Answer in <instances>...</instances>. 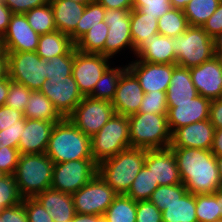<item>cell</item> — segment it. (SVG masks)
I'll list each match as a JSON object with an SVG mask.
<instances>
[{
  "label": "cell",
  "mask_w": 222,
  "mask_h": 222,
  "mask_svg": "<svg viewBox=\"0 0 222 222\" xmlns=\"http://www.w3.org/2000/svg\"><path fill=\"white\" fill-rule=\"evenodd\" d=\"M74 48L75 44L70 36L56 30L40 35L36 53L47 61L54 56L67 55Z\"/></svg>",
  "instance_id": "4316f807"
},
{
  "label": "cell",
  "mask_w": 222,
  "mask_h": 222,
  "mask_svg": "<svg viewBox=\"0 0 222 222\" xmlns=\"http://www.w3.org/2000/svg\"><path fill=\"white\" fill-rule=\"evenodd\" d=\"M108 35V25L102 21V25H96L75 44L78 51L104 55V43Z\"/></svg>",
  "instance_id": "8d00e7d4"
},
{
  "label": "cell",
  "mask_w": 222,
  "mask_h": 222,
  "mask_svg": "<svg viewBox=\"0 0 222 222\" xmlns=\"http://www.w3.org/2000/svg\"><path fill=\"white\" fill-rule=\"evenodd\" d=\"M115 114L110 101L83 97L67 118L85 135L92 137Z\"/></svg>",
  "instance_id": "8fae6325"
},
{
  "label": "cell",
  "mask_w": 222,
  "mask_h": 222,
  "mask_svg": "<svg viewBox=\"0 0 222 222\" xmlns=\"http://www.w3.org/2000/svg\"><path fill=\"white\" fill-rule=\"evenodd\" d=\"M217 160V165H218V170H219V175L222 183V155L220 156H215Z\"/></svg>",
  "instance_id": "003e7915"
},
{
  "label": "cell",
  "mask_w": 222,
  "mask_h": 222,
  "mask_svg": "<svg viewBox=\"0 0 222 222\" xmlns=\"http://www.w3.org/2000/svg\"><path fill=\"white\" fill-rule=\"evenodd\" d=\"M105 9H122L131 10L133 6V0H96Z\"/></svg>",
  "instance_id": "9f6ffc18"
},
{
  "label": "cell",
  "mask_w": 222,
  "mask_h": 222,
  "mask_svg": "<svg viewBox=\"0 0 222 222\" xmlns=\"http://www.w3.org/2000/svg\"><path fill=\"white\" fill-rule=\"evenodd\" d=\"M211 100L201 95L184 103H167L168 127L171 134L178 128L209 119Z\"/></svg>",
  "instance_id": "e0dca14e"
},
{
  "label": "cell",
  "mask_w": 222,
  "mask_h": 222,
  "mask_svg": "<svg viewBox=\"0 0 222 222\" xmlns=\"http://www.w3.org/2000/svg\"><path fill=\"white\" fill-rule=\"evenodd\" d=\"M158 186L159 184L154 180L152 172L144 165L125 195L136 202L149 200Z\"/></svg>",
  "instance_id": "74e56055"
},
{
  "label": "cell",
  "mask_w": 222,
  "mask_h": 222,
  "mask_svg": "<svg viewBox=\"0 0 222 222\" xmlns=\"http://www.w3.org/2000/svg\"><path fill=\"white\" fill-rule=\"evenodd\" d=\"M202 28L211 38L222 32V0L216 11L208 18Z\"/></svg>",
  "instance_id": "db71d44e"
},
{
  "label": "cell",
  "mask_w": 222,
  "mask_h": 222,
  "mask_svg": "<svg viewBox=\"0 0 222 222\" xmlns=\"http://www.w3.org/2000/svg\"><path fill=\"white\" fill-rule=\"evenodd\" d=\"M117 195L98 173L71 194L76 213L90 215H104Z\"/></svg>",
  "instance_id": "30bf717a"
},
{
  "label": "cell",
  "mask_w": 222,
  "mask_h": 222,
  "mask_svg": "<svg viewBox=\"0 0 222 222\" xmlns=\"http://www.w3.org/2000/svg\"><path fill=\"white\" fill-rule=\"evenodd\" d=\"M136 222H162L160 211L150 200L136 202Z\"/></svg>",
  "instance_id": "bcb514c9"
},
{
  "label": "cell",
  "mask_w": 222,
  "mask_h": 222,
  "mask_svg": "<svg viewBox=\"0 0 222 222\" xmlns=\"http://www.w3.org/2000/svg\"><path fill=\"white\" fill-rule=\"evenodd\" d=\"M9 90V77L0 80V107L5 105Z\"/></svg>",
  "instance_id": "94428289"
},
{
  "label": "cell",
  "mask_w": 222,
  "mask_h": 222,
  "mask_svg": "<svg viewBox=\"0 0 222 222\" xmlns=\"http://www.w3.org/2000/svg\"><path fill=\"white\" fill-rule=\"evenodd\" d=\"M213 39L215 56H222V32L215 36Z\"/></svg>",
  "instance_id": "be15d7a7"
},
{
  "label": "cell",
  "mask_w": 222,
  "mask_h": 222,
  "mask_svg": "<svg viewBox=\"0 0 222 222\" xmlns=\"http://www.w3.org/2000/svg\"><path fill=\"white\" fill-rule=\"evenodd\" d=\"M170 0H133L132 9L159 18L172 9Z\"/></svg>",
  "instance_id": "f6af8a7d"
},
{
  "label": "cell",
  "mask_w": 222,
  "mask_h": 222,
  "mask_svg": "<svg viewBox=\"0 0 222 222\" xmlns=\"http://www.w3.org/2000/svg\"><path fill=\"white\" fill-rule=\"evenodd\" d=\"M187 192V188L183 183L176 185L158 186L152 193L150 201L160 210H164V206L180 199Z\"/></svg>",
  "instance_id": "ab89813d"
},
{
  "label": "cell",
  "mask_w": 222,
  "mask_h": 222,
  "mask_svg": "<svg viewBox=\"0 0 222 222\" xmlns=\"http://www.w3.org/2000/svg\"><path fill=\"white\" fill-rule=\"evenodd\" d=\"M24 14L29 25L39 35L52 33L57 30L50 2L35 7Z\"/></svg>",
  "instance_id": "e575fe53"
},
{
  "label": "cell",
  "mask_w": 222,
  "mask_h": 222,
  "mask_svg": "<svg viewBox=\"0 0 222 222\" xmlns=\"http://www.w3.org/2000/svg\"><path fill=\"white\" fill-rule=\"evenodd\" d=\"M12 13L24 14L29 10L45 5L50 0H2Z\"/></svg>",
  "instance_id": "816d5d0a"
},
{
  "label": "cell",
  "mask_w": 222,
  "mask_h": 222,
  "mask_svg": "<svg viewBox=\"0 0 222 222\" xmlns=\"http://www.w3.org/2000/svg\"><path fill=\"white\" fill-rule=\"evenodd\" d=\"M127 69V65L123 68H110L109 66L102 74L101 78L96 82L92 93L88 97L112 102L121 75Z\"/></svg>",
  "instance_id": "4dcf8cb0"
},
{
  "label": "cell",
  "mask_w": 222,
  "mask_h": 222,
  "mask_svg": "<svg viewBox=\"0 0 222 222\" xmlns=\"http://www.w3.org/2000/svg\"><path fill=\"white\" fill-rule=\"evenodd\" d=\"M75 48L67 55L54 56L46 61L47 79L72 75Z\"/></svg>",
  "instance_id": "60d3db41"
},
{
  "label": "cell",
  "mask_w": 222,
  "mask_h": 222,
  "mask_svg": "<svg viewBox=\"0 0 222 222\" xmlns=\"http://www.w3.org/2000/svg\"><path fill=\"white\" fill-rule=\"evenodd\" d=\"M104 215L108 222H136V201L125 194H119Z\"/></svg>",
  "instance_id": "d6a6232c"
},
{
  "label": "cell",
  "mask_w": 222,
  "mask_h": 222,
  "mask_svg": "<svg viewBox=\"0 0 222 222\" xmlns=\"http://www.w3.org/2000/svg\"><path fill=\"white\" fill-rule=\"evenodd\" d=\"M53 218L54 222L71 221L76 214L71 194L46 189L34 197Z\"/></svg>",
  "instance_id": "cb8c5ba5"
},
{
  "label": "cell",
  "mask_w": 222,
  "mask_h": 222,
  "mask_svg": "<svg viewBox=\"0 0 222 222\" xmlns=\"http://www.w3.org/2000/svg\"><path fill=\"white\" fill-rule=\"evenodd\" d=\"M3 50L2 40L0 39V52Z\"/></svg>",
  "instance_id": "8c879c8a"
},
{
  "label": "cell",
  "mask_w": 222,
  "mask_h": 222,
  "mask_svg": "<svg viewBox=\"0 0 222 222\" xmlns=\"http://www.w3.org/2000/svg\"><path fill=\"white\" fill-rule=\"evenodd\" d=\"M173 38L154 34L150 40H144L134 51L139 60L149 63L176 64L173 50Z\"/></svg>",
  "instance_id": "603a6c76"
},
{
  "label": "cell",
  "mask_w": 222,
  "mask_h": 222,
  "mask_svg": "<svg viewBox=\"0 0 222 222\" xmlns=\"http://www.w3.org/2000/svg\"><path fill=\"white\" fill-rule=\"evenodd\" d=\"M53 166L45 153L20 154L13 176L23 199L34 198L51 187Z\"/></svg>",
  "instance_id": "277c9868"
},
{
  "label": "cell",
  "mask_w": 222,
  "mask_h": 222,
  "mask_svg": "<svg viewBox=\"0 0 222 222\" xmlns=\"http://www.w3.org/2000/svg\"><path fill=\"white\" fill-rule=\"evenodd\" d=\"M22 203L26 208L28 222H54L49 212L35 198H24Z\"/></svg>",
  "instance_id": "7dc6e473"
},
{
  "label": "cell",
  "mask_w": 222,
  "mask_h": 222,
  "mask_svg": "<svg viewBox=\"0 0 222 222\" xmlns=\"http://www.w3.org/2000/svg\"><path fill=\"white\" fill-rule=\"evenodd\" d=\"M177 64L149 63L135 61L129 63L127 68L139 80L144 93L151 91L167 92L171 82L173 69Z\"/></svg>",
  "instance_id": "2e32d148"
},
{
  "label": "cell",
  "mask_w": 222,
  "mask_h": 222,
  "mask_svg": "<svg viewBox=\"0 0 222 222\" xmlns=\"http://www.w3.org/2000/svg\"><path fill=\"white\" fill-rule=\"evenodd\" d=\"M11 126H25V117L22 111L7 107H0V131Z\"/></svg>",
  "instance_id": "c3c4849f"
},
{
  "label": "cell",
  "mask_w": 222,
  "mask_h": 222,
  "mask_svg": "<svg viewBox=\"0 0 222 222\" xmlns=\"http://www.w3.org/2000/svg\"><path fill=\"white\" fill-rule=\"evenodd\" d=\"M31 92L32 91L23 84L14 82L9 78V90L5 106L23 112Z\"/></svg>",
  "instance_id": "ee69618b"
},
{
  "label": "cell",
  "mask_w": 222,
  "mask_h": 222,
  "mask_svg": "<svg viewBox=\"0 0 222 222\" xmlns=\"http://www.w3.org/2000/svg\"><path fill=\"white\" fill-rule=\"evenodd\" d=\"M195 210L196 195L187 191L177 201L164 206L162 222H198Z\"/></svg>",
  "instance_id": "f1b7e54d"
},
{
  "label": "cell",
  "mask_w": 222,
  "mask_h": 222,
  "mask_svg": "<svg viewBox=\"0 0 222 222\" xmlns=\"http://www.w3.org/2000/svg\"><path fill=\"white\" fill-rule=\"evenodd\" d=\"M20 153L17 148L7 147L0 149V170L7 175H13L18 164Z\"/></svg>",
  "instance_id": "681fc988"
},
{
  "label": "cell",
  "mask_w": 222,
  "mask_h": 222,
  "mask_svg": "<svg viewBox=\"0 0 222 222\" xmlns=\"http://www.w3.org/2000/svg\"><path fill=\"white\" fill-rule=\"evenodd\" d=\"M198 95V91L192 82L189 68L176 65L166 92L167 103L190 102L191 99Z\"/></svg>",
  "instance_id": "484cf974"
},
{
  "label": "cell",
  "mask_w": 222,
  "mask_h": 222,
  "mask_svg": "<svg viewBox=\"0 0 222 222\" xmlns=\"http://www.w3.org/2000/svg\"><path fill=\"white\" fill-rule=\"evenodd\" d=\"M158 33L170 38L183 34L189 27L183 10L172 8L158 18Z\"/></svg>",
  "instance_id": "d590c367"
},
{
  "label": "cell",
  "mask_w": 222,
  "mask_h": 222,
  "mask_svg": "<svg viewBox=\"0 0 222 222\" xmlns=\"http://www.w3.org/2000/svg\"><path fill=\"white\" fill-rule=\"evenodd\" d=\"M55 122L25 118L18 143L20 154L45 153Z\"/></svg>",
  "instance_id": "7402d4cb"
},
{
  "label": "cell",
  "mask_w": 222,
  "mask_h": 222,
  "mask_svg": "<svg viewBox=\"0 0 222 222\" xmlns=\"http://www.w3.org/2000/svg\"><path fill=\"white\" fill-rule=\"evenodd\" d=\"M71 1H75L76 3H79V4L88 5L96 0H71Z\"/></svg>",
  "instance_id": "a7ac6f4b"
},
{
  "label": "cell",
  "mask_w": 222,
  "mask_h": 222,
  "mask_svg": "<svg viewBox=\"0 0 222 222\" xmlns=\"http://www.w3.org/2000/svg\"><path fill=\"white\" fill-rule=\"evenodd\" d=\"M191 0H170L173 8L183 10Z\"/></svg>",
  "instance_id": "e7e4bbea"
},
{
  "label": "cell",
  "mask_w": 222,
  "mask_h": 222,
  "mask_svg": "<svg viewBox=\"0 0 222 222\" xmlns=\"http://www.w3.org/2000/svg\"><path fill=\"white\" fill-rule=\"evenodd\" d=\"M105 8L94 1L86 5L83 15L81 16L75 31L70 35L74 44H76L92 27L102 25L104 21Z\"/></svg>",
  "instance_id": "1f68e13d"
},
{
  "label": "cell",
  "mask_w": 222,
  "mask_h": 222,
  "mask_svg": "<svg viewBox=\"0 0 222 222\" xmlns=\"http://www.w3.org/2000/svg\"><path fill=\"white\" fill-rule=\"evenodd\" d=\"M221 0H191L183 9L189 26L202 27L216 11Z\"/></svg>",
  "instance_id": "836d02e7"
},
{
  "label": "cell",
  "mask_w": 222,
  "mask_h": 222,
  "mask_svg": "<svg viewBox=\"0 0 222 222\" xmlns=\"http://www.w3.org/2000/svg\"><path fill=\"white\" fill-rule=\"evenodd\" d=\"M131 10L105 9L104 22L108 25V35L104 43V56L112 58L124 47L135 51L130 31Z\"/></svg>",
  "instance_id": "4fadbf2b"
},
{
  "label": "cell",
  "mask_w": 222,
  "mask_h": 222,
  "mask_svg": "<svg viewBox=\"0 0 222 222\" xmlns=\"http://www.w3.org/2000/svg\"><path fill=\"white\" fill-rule=\"evenodd\" d=\"M57 31L71 35L84 13L86 5L71 0H50Z\"/></svg>",
  "instance_id": "d4e9b609"
},
{
  "label": "cell",
  "mask_w": 222,
  "mask_h": 222,
  "mask_svg": "<svg viewBox=\"0 0 222 222\" xmlns=\"http://www.w3.org/2000/svg\"><path fill=\"white\" fill-rule=\"evenodd\" d=\"M216 57H218V59H219V61L221 63V66H222V56H216Z\"/></svg>",
  "instance_id": "753ad0ef"
},
{
  "label": "cell",
  "mask_w": 222,
  "mask_h": 222,
  "mask_svg": "<svg viewBox=\"0 0 222 222\" xmlns=\"http://www.w3.org/2000/svg\"><path fill=\"white\" fill-rule=\"evenodd\" d=\"M158 19L141 13L137 9H131L130 31L134 50H136L144 40H150L152 35L158 34Z\"/></svg>",
  "instance_id": "f546056e"
},
{
  "label": "cell",
  "mask_w": 222,
  "mask_h": 222,
  "mask_svg": "<svg viewBox=\"0 0 222 222\" xmlns=\"http://www.w3.org/2000/svg\"><path fill=\"white\" fill-rule=\"evenodd\" d=\"M172 47L176 64L189 69L215 56L214 39L198 26H189L183 34L175 36Z\"/></svg>",
  "instance_id": "52a82bcc"
},
{
  "label": "cell",
  "mask_w": 222,
  "mask_h": 222,
  "mask_svg": "<svg viewBox=\"0 0 222 222\" xmlns=\"http://www.w3.org/2000/svg\"><path fill=\"white\" fill-rule=\"evenodd\" d=\"M25 126H11L0 131V149L7 147L17 148Z\"/></svg>",
  "instance_id": "f907efd6"
},
{
  "label": "cell",
  "mask_w": 222,
  "mask_h": 222,
  "mask_svg": "<svg viewBox=\"0 0 222 222\" xmlns=\"http://www.w3.org/2000/svg\"><path fill=\"white\" fill-rule=\"evenodd\" d=\"M144 165L160 186L182 183L173 151L170 148L147 150Z\"/></svg>",
  "instance_id": "44dd1931"
},
{
  "label": "cell",
  "mask_w": 222,
  "mask_h": 222,
  "mask_svg": "<svg viewBox=\"0 0 222 222\" xmlns=\"http://www.w3.org/2000/svg\"><path fill=\"white\" fill-rule=\"evenodd\" d=\"M23 115L27 119L46 120L55 123L64 118L53 103L39 90L31 92Z\"/></svg>",
  "instance_id": "83f0119b"
},
{
  "label": "cell",
  "mask_w": 222,
  "mask_h": 222,
  "mask_svg": "<svg viewBox=\"0 0 222 222\" xmlns=\"http://www.w3.org/2000/svg\"><path fill=\"white\" fill-rule=\"evenodd\" d=\"M1 222H28L26 208L21 202L0 211Z\"/></svg>",
  "instance_id": "f5cc1de1"
},
{
  "label": "cell",
  "mask_w": 222,
  "mask_h": 222,
  "mask_svg": "<svg viewBox=\"0 0 222 222\" xmlns=\"http://www.w3.org/2000/svg\"><path fill=\"white\" fill-rule=\"evenodd\" d=\"M195 213L198 222L219 220L218 190L214 194H196Z\"/></svg>",
  "instance_id": "f35d334b"
},
{
  "label": "cell",
  "mask_w": 222,
  "mask_h": 222,
  "mask_svg": "<svg viewBox=\"0 0 222 222\" xmlns=\"http://www.w3.org/2000/svg\"><path fill=\"white\" fill-rule=\"evenodd\" d=\"M144 94L139 80L129 69H127L121 75L117 90L111 102L115 114L129 117L138 113Z\"/></svg>",
  "instance_id": "ac0fdd59"
},
{
  "label": "cell",
  "mask_w": 222,
  "mask_h": 222,
  "mask_svg": "<svg viewBox=\"0 0 222 222\" xmlns=\"http://www.w3.org/2000/svg\"><path fill=\"white\" fill-rule=\"evenodd\" d=\"M8 77V57L6 51L3 49L0 52V80Z\"/></svg>",
  "instance_id": "91938a15"
},
{
  "label": "cell",
  "mask_w": 222,
  "mask_h": 222,
  "mask_svg": "<svg viewBox=\"0 0 222 222\" xmlns=\"http://www.w3.org/2000/svg\"><path fill=\"white\" fill-rule=\"evenodd\" d=\"M45 154L54 164L93 159L91 137L85 135L67 117L55 123Z\"/></svg>",
  "instance_id": "7a4b0ae2"
},
{
  "label": "cell",
  "mask_w": 222,
  "mask_h": 222,
  "mask_svg": "<svg viewBox=\"0 0 222 222\" xmlns=\"http://www.w3.org/2000/svg\"><path fill=\"white\" fill-rule=\"evenodd\" d=\"M39 91L53 103L63 117H67L83 99L73 75L46 79Z\"/></svg>",
  "instance_id": "5bb4252c"
},
{
  "label": "cell",
  "mask_w": 222,
  "mask_h": 222,
  "mask_svg": "<svg viewBox=\"0 0 222 222\" xmlns=\"http://www.w3.org/2000/svg\"><path fill=\"white\" fill-rule=\"evenodd\" d=\"M130 147L147 150L169 148L171 132L167 114L136 113L128 117Z\"/></svg>",
  "instance_id": "5b68a950"
},
{
  "label": "cell",
  "mask_w": 222,
  "mask_h": 222,
  "mask_svg": "<svg viewBox=\"0 0 222 222\" xmlns=\"http://www.w3.org/2000/svg\"><path fill=\"white\" fill-rule=\"evenodd\" d=\"M211 152L215 156L222 155V128L215 129Z\"/></svg>",
  "instance_id": "680465c9"
},
{
  "label": "cell",
  "mask_w": 222,
  "mask_h": 222,
  "mask_svg": "<svg viewBox=\"0 0 222 222\" xmlns=\"http://www.w3.org/2000/svg\"><path fill=\"white\" fill-rule=\"evenodd\" d=\"M209 120L215 129L222 128V98L211 100Z\"/></svg>",
  "instance_id": "11a10c76"
},
{
  "label": "cell",
  "mask_w": 222,
  "mask_h": 222,
  "mask_svg": "<svg viewBox=\"0 0 222 222\" xmlns=\"http://www.w3.org/2000/svg\"><path fill=\"white\" fill-rule=\"evenodd\" d=\"M71 222H97V215L76 213Z\"/></svg>",
  "instance_id": "6125c7cd"
},
{
  "label": "cell",
  "mask_w": 222,
  "mask_h": 222,
  "mask_svg": "<svg viewBox=\"0 0 222 222\" xmlns=\"http://www.w3.org/2000/svg\"><path fill=\"white\" fill-rule=\"evenodd\" d=\"M138 113L167 114L166 92L151 91L145 93Z\"/></svg>",
  "instance_id": "7bdbcfd3"
},
{
  "label": "cell",
  "mask_w": 222,
  "mask_h": 222,
  "mask_svg": "<svg viewBox=\"0 0 222 222\" xmlns=\"http://www.w3.org/2000/svg\"><path fill=\"white\" fill-rule=\"evenodd\" d=\"M189 71L199 95L210 100L222 98V66L218 57L214 56Z\"/></svg>",
  "instance_id": "d6986e66"
},
{
  "label": "cell",
  "mask_w": 222,
  "mask_h": 222,
  "mask_svg": "<svg viewBox=\"0 0 222 222\" xmlns=\"http://www.w3.org/2000/svg\"><path fill=\"white\" fill-rule=\"evenodd\" d=\"M147 149L127 148L98 165V174L119 195L126 194L145 163Z\"/></svg>",
  "instance_id": "3957f363"
},
{
  "label": "cell",
  "mask_w": 222,
  "mask_h": 222,
  "mask_svg": "<svg viewBox=\"0 0 222 222\" xmlns=\"http://www.w3.org/2000/svg\"><path fill=\"white\" fill-rule=\"evenodd\" d=\"M8 77L31 91L40 90L47 79L46 61L36 52H6Z\"/></svg>",
  "instance_id": "ba28073f"
},
{
  "label": "cell",
  "mask_w": 222,
  "mask_h": 222,
  "mask_svg": "<svg viewBox=\"0 0 222 222\" xmlns=\"http://www.w3.org/2000/svg\"><path fill=\"white\" fill-rule=\"evenodd\" d=\"M97 222H108V219L105 215H97Z\"/></svg>",
  "instance_id": "89a4df30"
},
{
  "label": "cell",
  "mask_w": 222,
  "mask_h": 222,
  "mask_svg": "<svg viewBox=\"0 0 222 222\" xmlns=\"http://www.w3.org/2000/svg\"><path fill=\"white\" fill-rule=\"evenodd\" d=\"M109 57L102 54L83 53L76 49L74 54L72 75L83 97H88L96 82L109 67Z\"/></svg>",
  "instance_id": "7c38bea8"
},
{
  "label": "cell",
  "mask_w": 222,
  "mask_h": 222,
  "mask_svg": "<svg viewBox=\"0 0 222 222\" xmlns=\"http://www.w3.org/2000/svg\"><path fill=\"white\" fill-rule=\"evenodd\" d=\"M176 159L180 178L192 194H214L221 186L217 160L211 150L170 148Z\"/></svg>",
  "instance_id": "6da1fadb"
},
{
  "label": "cell",
  "mask_w": 222,
  "mask_h": 222,
  "mask_svg": "<svg viewBox=\"0 0 222 222\" xmlns=\"http://www.w3.org/2000/svg\"><path fill=\"white\" fill-rule=\"evenodd\" d=\"M39 37L29 25L25 14L13 13L1 40L6 52H36Z\"/></svg>",
  "instance_id": "9a60e30c"
},
{
  "label": "cell",
  "mask_w": 222,
  "mask_h": 222,
  "mask_svg": "<svg viewBox=\"0 0 222 222\" xmlns=\"http://www.w3.org/2000/svg\"><path fill=\"white\" fill-rule=\"evenodd\" d=\"M7 174H5L4 172H2L1 170H0V179H2L3 177H5Z\"/></svg>",
  "instance_id": "2644e50d"
},
{
  "label": "cell",
  "mask_w": 222,
  "mask_h": 222,
  "mask_svg": "<svg viewBox=\"0 0 222 222\" xmlns=\"http://www.w3.org/2000/svg\"><path fill=\"white\" fill-rule=\"evenodd\" d=\"M215 128L210 120H202L176 129L171 134L169 148L211 150Z\"/></svg>",
  "instance_id": "ffe728a7"
},
{
  "label": "cell",
  "mask_w": 222,
  "mask_h": 222,
  "mask_svg": "<svg viewBox=\"0 0 222 222\" xmlns=\"http://www.w3.org/2000/svg\"><path fill=\"white\" fill-rule=\"evenodd\" d=\"M127 148H130L129 120L121 114H114L91 137V154L97 165Z\"/></svg>",
  "instance_id": "8992f818"
},
{
  "label": "cell",
  "mask_w": 222,
  "mask_h": 222,
  "mask_svg": "<svg viewBox=\"0 0 222 222\" xmlns=\"http://www.w3.org/2000/svg\"><path fill=\"white\" fill-rule=\"evenodd\" d=\"M22 200L13 175H6L0 179V211L20 204Z\"/></svg>",
  "instance_id": "b9f144b4"
},
{
  "label": "cell",
  "mask_w": 222,
  "mask_h": 222,
  "mask_svg": "<svg viewBox=\"0 0 222 222\" xmlns=\"http://www.w3.org/2000/svg\"><path fill=\"white\" fill-rule=\"evenodd\" d=\"M98 172L94 159L72 160L54 164L51 187L73 194L86 185Z\"/></svg>",
  "instance_id": "9c48e42d"
},
{
  "label": "cell",
  "mask_w": 222,
  "mask_h": 222,
  "mask_svg": "<svg viewBox=\"0 0 222 222\" xmlns=\"http://www.w3.org/2000/svg\"><path fill=\"white\" fill-rule=\"evenodd\" d=\"M12 14V11L0 0V37L6 32Z\"/></svg>",
  "instance_id": "6f0895ef"
},
{
  "label": "cell",
  "mask_w": 222,
  "mask_h": 222,
  "mask_svg": "<svg viewBox=\"0 0 222 222\" xmlns=\"http://www.w3.org/2000/svg\"><path fill=\"white\" fill-rule=\"evenodd\" d=\"M219 220L222 219V186L218 189Z\"/></svg>",
  "instance_id": "03108f58"
}]
</instances>
